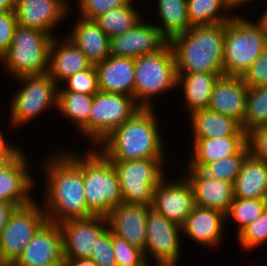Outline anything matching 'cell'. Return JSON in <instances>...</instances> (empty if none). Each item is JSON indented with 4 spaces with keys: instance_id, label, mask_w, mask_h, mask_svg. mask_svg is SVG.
<instances>
[{
    "instance_id": "obj_1",
    "label": "cell",
    "mask_w": 267,
    "mask_h": 266,
    "mask_svg": "<svg viewBox=\"0 0 267 266\" xmlns=\"http://www.w3.org/2000/svg\"><path fill=\"white\" fill-rule=\"evenodd\" d=\"M61 151L53 152L43 163L46 177L43 209L47 221L59 224L95 216L84 195V155Z\"/></svg>"
},
{
    "instance_id": "obj_2",
    "label": "cell",
    "mask_w": 267,
    "mask_h": 266,
    "mask_svg": "<svg viewBox=\"0 0 267 266\" xmlns=\"http://www.w3.org/2000/svg\"><path fill=\"white\" fill-rule=\"evenodd\" d=\"M157 120L154 107L141 108L103 139L97 148L110 161L165 159V144Z\"/></svg>"
},
{
    "instance_id": "obj_3",
    "label": "cell",
    "mask_w": 267,
    "mask_h": 266,
    "mask_svg": "<svg viewBox=\"0 0 267 266\" xmlns=\"http://www.w3.org/2000/svg\"><path fill=\"white\" fill-rule=\"evenodd\" d=\"M226 23L192 26L169 41L177 73H223Z\"/></svg>"
},
{
    "instance_id": "obj_4",
    "label": "cell",
    "mask_w": 267,
    "mask_h": 266,
    "mask_svg": "<svg viewBox=\"0 0 267 266\" xmlns=\"http://www.w3.org/2000/svg\"><path fill=\"white\" fill-rule=\"evenodd\" d=\"M134 76V99L141 108H153V97L177 88V68L169 42L154 53L137 57Z\"/></svg>"
},
{
    "instance_id": "obj_5",
    "label": "cell",
    "mask_w": 267,
    "mask_h": 266,
    "mask_svg": "<svg viewBox=\"0 0 267 266\" xmlns=\"http://www.w3.org/2000/svg\"><path fill=\"white\" fill-rule=\"evenodd\" d=\"M52 40L47 32L17 25L10 48L0 58L3 69L14 78L47 73Z\"/></svg>"
},
{
    "instance_id": "obj_6",
    "label": "cell",
    "mask_w": 267,
    "mask_h": 266,
    "mask_svg": "<svg viewBox=\"0 0 267 266\" xmlns=\"http://www.w3.org/2000/svg\"><path fill=\"white\" fill-rule=\"evenodd\" d=\"M267 47L260 25L241 16L226 23L223 75L242 77Z\"/></svg>"
},
{
    "instance_id": "obj_7",
    "label": "cell",
    "mask_w": 267,
    "mask_h": 266,
    "mask_svg": "<svg viewBox=\"0 0 267 266\" xmlns=\"http://www.w3.org/2000/svg\"><path fill=\"white\" fill-rule=\"evenodd\" d=\"M96 149V150H95ZM84 155V195L95 215L107 216L123 203L118 175L113 163L97 148Z\"/></svg>"
},
{
    "instance_id": "obj_8",
    "label": "cell",
    "mask_w": 267,
    "mask_h": 266,
    "mask_svg": "<svg viewBox=\"0 0 267 266\" xmlns=\"http://www.w3.org/2000/svg\"><path fill=\"white\" fill-rule=\"evenodd\" d=\"M21 88L13 95L10 106L11 127H22L40 113L57 107L58 85L48 75H25L15 78ZM47 109V110H46Z\"/></svg>"
},
{
    "instance_id": "obj_9",
    "label": "cell",
    "mask_w": 267,
    "mask_h": 266,
    "mask_svg": "<svg viewBox=\"0 0 267 266\" xmlns=\"http://www.w3.org/2000/svg\"><path fill=\"white\" fill-rule=\"evenodd\" d=\"M165 159L111 161L118 175L123 203L150 206L154 189L164 178Z\"/></svg>"
},
{
    "instance_id": "obj_10",
    "label": "cell",
    "mask_w": 267,
    "mask_h": 266,
    "mask_svg": "<svg viewBox=\"0 0 267 266\" xmlns=\"http://www.w3.org/2000/svg\"><path fill=\"white\" fill-rule=\"evenodd\" d=\"M46 221L43 205L35 200L16 208L0 233V264L11 266Z\"/></svg>"
},
{
    "instance_id": "obj_11",
    "label": "cell",
    "mask_w": 267,
    "mask_h": 266,
    "mask_svg": "<svg viewBox=\"0 0 267 266\" xmlns=\"http://www.w3.org/2000/svg\"><path fill=\"white\" fill-rule=\"evenodd\" d=\"M141 107L134 97L98 91L93 95L89 118V142L96 147Z\"/></svg>"
},
{
    "instance_id": "obj_12",
    "label": "cell",
    "mask_w": 267,
    "mask_h": 266,
    "mask_svg": "<svg viewBox=\"0 0 267 266\" xmlns=\"http://www.w3.org/2000/svg\"><path fill=\"white\" fill-rule=\"evenodd\" d=\"M182 227L153 209L148 211L146 248L143 251L150 265L149 254L157 262L154 266H177L180 255Z\"/></svg>"
},
{
    "instance_id": "obj_13",
    "label": "cell",
    "mask_w": 267,
    "mask_h": 266,
    "mask_svg": "<svg viewBox=\"0 0 267 266\" xmlns=\"http://www.w3.org/2000/svg\"><path fill=\"white\" fill-rule=\"evenodd\" d=\"M62 233L64 259L90 258L97 238L109 227L107 216L66 220L58 224Z\"/></svg>"
},
{
    "instance_id": "obj_14",
    "label": "cell",
    "mask_w": 267,
    "mask_h": 266,
    "mask_svg": "<svg viewBox=\"0 0 267 266\" xmlns=\"http://www.w3.org/2000/svg\"><path fill=\"white\" fill-rule=\"evenodd\" d=\"M181 178L171 182L163 178L154 189L151 205L155 212L180 226L196 205L192 185L184 175Z\"/></svg>"
},
{
    "instance_id": "obj_15",
    "label": "cell",
    "mask_w": 267,
    "mask_h": 266,
    "mask_svg": "<svg viewBox=\"0 0 267 266\" xmlns=\"http://www.w3.org/2000/svg\"><path fill=\"white\" fill-rule=\"evenodd\" d=\"M64 262L60 227L46 221L11 266H59Z\"/></svg>"
},
{
    "instance_id": "obj_16",
    "label": "cell",
    "mask_w": 267,
    "mask_h": 266,
    "mask_svg": "<svg viewBox=\"0 0 267 266\" xmlns=\"http://www.w3.org/2000/svg\"><path fill=\"white\" fill-rule=\"evenodd\" d=\"M67 3V0H15L14 13L18 25L55 37L54 29L70 15L71 6Z\"/></svg>"
},
{
    "instance_id": "obj_17",
    "label": "cell",
    "mask_w": 267,
    "mask_h": 266,
    "mask_svg": "<svg viewBox=\"0 0 267 266\" xmlns=\"http://www.w3.org/2000/svg\"><path fill=\"white\" fill-rule=\"evenodd\" d=\"M141 19L131 30L110 38V55L136 59L160 50L168 41L154 22Z\"/></svg>"
},
{
    "instance_id": "obj_18",
    "label": "cell",
    "mask_w": 267,
    "mask_h": 266,
    "mask_svg": "<svg viewBox=\"0 0 267 266\" xmlns=\"http://www.w3.org/2000/svg\"><path fill=\"white\" fill-rule=\"evenodd\" d=\"M150 209V206L141 204L120 203L107 215L108 226L115 236L144 251L147 216Z\"/></svg>"
},
{
    "instance_id": "obj_19",
    "label": "cell",
    "mask_w": 267,
    "mask_h": 266,
    "mask_svg": "<svg viewBox=\"0 0 267 266\" xmlns=\"http://www.w3.org/2000/svg\"><path fill=\"white\" fill-rule=\"evenodd\" d=\"M186 174V175H185ZM184 176L192 185L195 204L224 214L234 201V184L214 178L203 170L188 168Z\"/></svg>"
},
{
    "instance_id": "obj_20",
    "label": "cell",
    "mask_w": 267,
    "mask_h": 266,
    "mask_svg": "<svg viewBox=\"0 0 267 266\" xmlns=\"http://www.w3.org/2000/svg\"><path fill=\"white\" fill-rule=\"evenodd\" d=\"M249 87L242 77L222 75L215 81L208 109L237 120H244Z\"/></svg>"
},
{
    "instance_id": "obj_21",
    "label": "cell",
    "mask_w": 267,
    "mask_h": 266,
    "mask_svg": "<svg viewBox=\"0 0 267 266\" xmlns=\"http://www.w3.org/2000/svg\"><path fill=\"white\" fill-rule=\"evenodd\" d=\"M225 214L219 210L195 205L181 226L182 233L198 245L216 247L224 240Z\"/></svg>"
},
{
    "instance_id": "obj_22",
    "label": "cell",
    "mask_w": 267,
    "mask_h": 266,
    "mask_svg": "<svg viewBox=\"0 0 267 266\" xmlns=\"http://www.w3.org/2000/svg\"><path fill=\"white\" fill-rule=\"evenodd\" d=\"M27 160L26 154L22 152L0 172V201L15 204L17 207L29 205L34 201L30 194V190L35 186L34 177L29 171L30 164Z\"/></svg>"
},
{
    "instance_id": "obj_23",
    "label": "cell",
    "mask_w": 267,
    "mask_h": 266,
    "mask_svg": "<svg viewBox=\"0 0 267 266\" xmlns=\"http://www.w3.org/2000/svg\"><path fill=\"white\" fill-rule=\"evenodd\" d=\"M53 37L49 50L48 75L59 85L73 74L89 69L93 64L66 36Z\"/></svg>"
},
{
    "instance_id": "obj_24",
    "label": "cell",
    "mask_w": 267,
    "mask_h": 266,
    "mask_svg": "<svg viewBox=\"0 0 267 266\" xmlns=\"http://www.w3.org/2000/svg\"><path fill=\"white\" fill-rule=\"evenodd\" d=\"M95 67L99 91L134 97L135 59L110 55Z\"/></svg>"
},
{
    "instance_id": "obj_25",
    "label": "cell",
    "mask_w": 267,
    "mask_h": 266,
    "mask_svg": "<svg viewBox=\"0 0 267 266\" xmlns=\"http://www.w3.org/2000/svg\"><path fill=\"white\" fill-rule=\"evenodd\" d=\"M68 35L70 39L96 65L110 56V37L94 19L77 18Z\"/></svg>"
},
{
    "instance_id": "obj_26",
    "label": "cell",
    "mask_w": 267,
    "mask_h": 266,
    "mask_svg": "<svg viewBox=\"0 0 267 266\" xmlns=\"http://www.w3.org/2000/svg\"><path fill=\"white\" fill-rule=\"evenodd\" d=\"M188 167L202 170L207 164L238 153L246 144L247 136L222 138H193ZM193 154V155H192Z\"/></svg>"
},
{
    "instance_id": "obj_27",
    "label": "cell",
    "mask_w": 267,
    "mask_h": 266,
    "mask_svg": "<svg viewBox=\"0 0 267 266\" xmlns=\"http://www.w3.org/2000/svg\"><path fill=\"white\" fill-rule=\"evenodd\" d=\"M191 115V116H190ZM193 138H222L226 136H247L241 124L210 109L189 114Z\"/></svg>"
},
{
    "instance_id": "obj_28",
    "label": "cell",
    "mask_w": 267,
    "mask_h": 266,
    "mask_svg": "<svg viewBox=\"0 0 267 266\" xmlns=\"http://www.w3.org/2000/svg\"><path fill=\"white\" fill-rule=\"evenodd\" d=\"M234 198L267 199V162L246 157L234 182Z\"/></svg>"
},
{
    "instance_id": "obj_29",
    "label": "cell",
    "mask_w": 267,
    "mask_h": 266,
    "mask_svg": "<svg viewBox=\"0 0 267 266\" xmlns=\"http://www.w3.org/2000/svg\"><path fill=\"white\" fill-rule=\"evenodd\" d=\"M178 89L181 86L184 95V106L192 114L199 110L208 109V104L215 81L223 73H177Z\"/></svg>"
},
{
    "instance_id": "obj_30",
    "label": "cell",
    "mask_w": 267,
    "mask_h": 266,
    "mask_svg": "<svg viewBox=\"0 0 267 266\" xmlns=\"http://www.w3.org/2000/svg\"><path fill=\"white\" fill-rule=\"evenodd\" d=\"M157 8L161 25L157 23L155 26L168 42L192 27L187 14V0H157Z\"/></svg>"
},
{
    "instance_id": "obj_31",
    "label": "cell",
    "mask_w": 267,
    "mask_h": 266,
    "mask_svg": "<svg viewBox=\"0 0 267 266\" xmlns=\"http://www.w3.org/2000/svg\"><path fill=\"white\" fill-rule=\"evenodd\" d=\"M93 104V95L81 94L73 91L57 92V107L61 115L74 122L82 136L89 140V118Z\"/></svg>"
},
{
    "instance_id": "obj_32",
    "label": "cell",
    "mask_w": 267,
    "mask_h": 266,
    "mask_svg": "<svg viewBox=\"0 0 267 266\" xmlns=\"http://www.w3.org/2000/svg\"><path fill=\"white\" fill-rule=\"evenodd\" d=\"M232 10L235 9L227 0H187V14L191 26L228 23L234 17L232 14L228 15Z\"/></svg>"
},
{
    "instance_id": "obj_33",
    "label": "cell",
    "mask_w": 267,
    "mask_h": 266,
    "mask_svg": "<svg viewBox=\"0 0 267 266\" xmlns=\"http://www.w3.org/2000/svg\"><path fill=\"white\" fill-rule=\"evenodd\" d=\"M134 0L123 6L113 8L105 13L100 14L94 20L111 38L131 30L143 16L133 6Z\"/></svg>"
},
{
    "instance_id": "obj_34",
    "label": "cell",
    "mask_w": 267,
    "mask_h": 266,
    "mask_svg": "<svg viewBox=\"0 0 267 266\" xmlns=\"http://www.w3.org/2000/svg\"><path fill=\"white\" fill-rule=\"evenodd\" d=\"M263 125H267V86L249 87L242 128L248 134Z\"/></svg>"
},
{
    "instance_id": "obj_35",
    "label": "cell",
    "mask_w": 267,
    "mask_h": 266,
    "mask_svg": "<svg viewBox=\"0 0 267 266\" xmlns=\"http://www.w3.org/2000/svg\"><path fill=\"white\" fill-rule=\"evenodd\" d=\"M267 209V199L235 198L225 214L226 222L232 219L238 224V234Z\"/></svg>"
},
{
    "instance_id": "obj_36",
    "label": "cell",
    "mask_w": 267,
    "mask_h": 266,
    "mask_svg": "<svg viewBox=\"0 0 267 266\" xmlns=\"http://www.w3.org/2000/svg\"><path fill=\"white\" fill-rule=\"evenodd\" d=\"M250 154L248 143L236 154L207 164L202 170L217 179L235 182L246 157Z\"/></svg>"
},
{
    "instance_id": "obj_37",
    "label": "cell",
    "mask_w": 267,
    "mask_h": 266,
    "mask_svg": "<svg viewBox=\"0 0 267 266\" xmlns=\"http://www.w3.org/2000/svg\"><path fill=\"white\" fill-rule=\"evenodd\" d=\"M238 239L247 252L267 242V209L238 234Z\"/></svg>"
},
{
    "instance_id": "obj_38",
    "label": "cell",
    "mask_w": 267,
    "mask_h": 266,
    "mask_svg": "<svg viewBox=\"0 0 267 266\" xmlns=\"http://www.w3.org/2000/svg\"><path fill=\"white\" fill-rule=\"evenodd\" d=\"M66 85L58 91H73L81 94L94 95L99 91L98 74L95 65L91 68L77 72L64 80Z\"/></svg>"
},
{
    "instance_id": "obj_39",
    "label": "cell",
    "mask_w": 267,
    "mask_h": 266,
    "mask_svg": "<svg viewBox=\"0 0 267 266\" xmlns=\"http://www.w3.org/2000/svg\"><path fill=\"white\" fill-rule=\"evenodd\" d=\"M112 246L117 266H148L143 251L112 233Z\"/></svg>"
},
{
    "instance_id": "obj_40",
    "label": "cell",
    "mask_w": 267,
    "mask_h": 266,
    "mask_svg": "<svg viewBox=\"0 0 267 266\" xmlns=\"http://www.w3.org/2000/svg\"><path fill=\"white\" fill-rule=\"evenodd\" d=\"M90 259L98 266H117L112 246V231L109 227L97 238Z\"/></svg>"
},
{
    "instance_id": "obj_41",
    "label": "cell",
    "mask_w": 267,
    "mask_h": 266,
    "mask_svg": "<svg viewBox=\"0 0 267 266\" xmlns=\"http://www.w3.org/2000/svg\"><path fill=\"white\" fill-rule=\"evenodd\" d=\"M131 0H78L79 16L85 19H95L100 14L113 8L123 6Z\"/></svg>"
},
{
    "instance_id": "obj_42",
    "label": "cell",
    "mask_w": 267,
    "mask_h": 266,
    "mask_svg": "<svg viewBox=\"0 0 267 266\" xmlns=\"http://www.w3.org/2000/svg\"><path fill=\"white\" fill-rule=\"evenodd\" d=\"M248 87L267 86V47L242 76Z\"/></svg>"
},
{
    "instance_id": "obj_43",
    "label": "cell",
    "mask_w": 267,
    "mask_h": 266,
    "mask_svg": "<svg viewBox=\"0 0 267 266\" xmlns=\"http://www.w3.org/2000/svg\"><path fill=\"white\" fill-rule=\"evenodd\" d=\"M247 143L252 156L267 162V125L251 130L247 134Z\"/></svg>"
},
{
    "instance_id": "obj_44",
    "label": "cell",
    "mask_w": 267,
    "mask_h": 266,
    "mask_svg": "<svg viewBox=\"0 0 267 266\" xmlns=\"http://www.w3.org/2000/svg\"><path fill=\"white\" fill-rule=\"evenodd\" d=\"M17 25L14 11L0 12V58L10 48Z\"/></svg>"
},
{
    "instance_id": "obj_45",
    "label": "cell",
    "mask_w": 267,
    "mask_h": 266,
    "mask_svg": "<svg viewBox=\"0 0 267 266\" xmlns=\"http://www.w3.org/2000/svg\"><path fill=\"white\" fill-rule=\"evenodd\" d=\"M22 152L19 146L10 144L2 153H0V172L7 168Z\"/></svg>"
},
{
    "instance_id": "obj_46",
    "label": "cell",
    "mask_w": 267,
    "mask_h": 266,
    "mask_svg": "<svg viewBox=\"0 0 267 266\" xmlns=\"http://www.w3.org/2000/svg\"><path fill=\"white\" fill-rule=\"evenodd\" d=\"M18 208L15 204L0 201V233L9 221L11 214Z\"/></svg>"
},
{
    "instance_id": "obj_47",
    "label": "cell",
    "mask_w": 267,
    "mask_h": 266,
    "mask_svg": "<svg viewBox=\"0 0 267 266\" xmlns=\"http://www.w3.org/2000/svg\"><path fill=\"white\" fill-rule=\"evenodd\" d=\"M68 266H98L92 259H64Z\"/></svg>"
},
{
    "instance_id": "obj_48",
    "label": "cell",
    "mask_w": 267,
    "mask_h": 266,
    "mask_svg": "<svg viewBox=\"0 0 267 266\" xmlns=\"http://www.w3.org/2000/svg\"><path fill=\"white\" fill-rule=\"evenodd\" d=\"M15 0H0V12L14 11Z\"/></svg>"
},
{
    "instance_id": "obj_49",
    "label": "cell",
    "mask_w": 267,
    "mask_h": 266,
    "mask_svg": "<svg viewBox=\"0 0 267 266\" xmlns=\"http://www.w3.org/2000/svg\"><path fill=\"white\" fill-rule=\"evenodd\" d=\"M266 12H263L264 14L261 16L260 19H257V23L260 25L262 31H263V34L265 35L266 37V40H267V10H265Z\"/></svg>"
},
{
    "instance_id": "obj_50",
    "label": "cell",
    "mask_w": 267,
    "mask_h": 266,
    "mask_svg": "<svg viewBox=\"0 0 267 266\" xmlns=\"http://www.w3.org/2000/svg\"><path fill=\"white\" fill-rule=\"evenodd\" d=\"M234 9L244 6L246 3L254 2V0H227Z\"/></svg>"
},
{
    "instance_id": "obj_51",
    "label": "cell",
    "mask_w": 267,
    "mask_h": 266,
    "mask_svg": "<svg viewBox=\"0 0 267 266\" xmlns=\"http://www.w3.org/2000/svg\"><path fill=\"white\" fill-rule=\"evenodd\" d=\"M4 134L0 130V153H2L11 143L7 142L8 140L4 139Z\"/></svg>"
},
{
    "instance_id": "obj_52",
    "label": "cell",
    "mask_w": 267,
    "mask_h": 266,
    "mask_svg": "<svg viewBox=\"0 0 267 266\" xmlns=\"http://www.w3.org/2000/svg\"><path fill=\"white\" fill-rule=\"evenodd\" d=\"M59 266H68V265L64 262L63 264H61Z\"/></svg>"
}]
</instances>
